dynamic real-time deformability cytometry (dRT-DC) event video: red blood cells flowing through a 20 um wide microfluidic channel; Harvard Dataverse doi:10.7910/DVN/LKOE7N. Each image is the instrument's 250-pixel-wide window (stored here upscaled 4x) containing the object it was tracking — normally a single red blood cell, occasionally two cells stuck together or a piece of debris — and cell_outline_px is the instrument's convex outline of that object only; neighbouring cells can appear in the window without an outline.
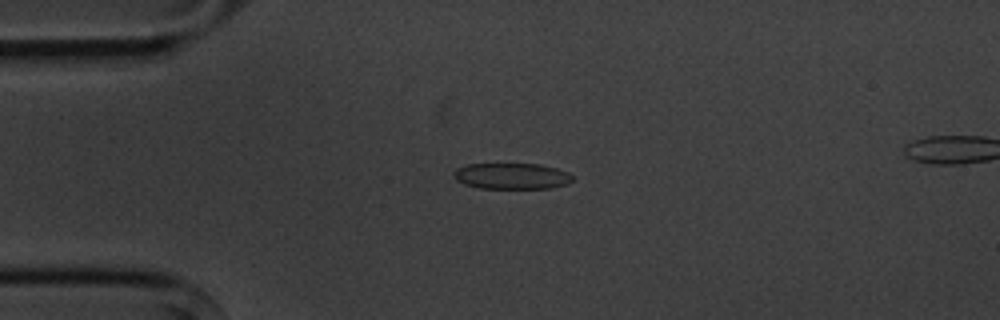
{"species": "common noctule bat (a hibernating species)", "species_latin": "Nyctalus noctula", "temperature_condition": "cold", "stored_images_in_passage": 5, "camera_frame_rate_fps": 3000, "um_per_image_px": 0.085, "animal": {"sex": "male", "body_mass_g": 20.1, "forearm_length_mm": 53.5}, "frame": {"image": 1, "passage_image": 3, "time_ms": 2.333, "image_size_px": [1000, 320], "cell_outline_px": [[572, 180], [568, 184], [552, 188], [480, 188], [464, 184], [456, 180], [452, 176], [452, 172], [456, 168], [468, 164], [540, 164], [556, 168], [568, 172], [572, 176]], "centroid_in_image_um": [43.47, 14.96], "position_along_channel_um": 41.5, "area_um2": 18.15}}
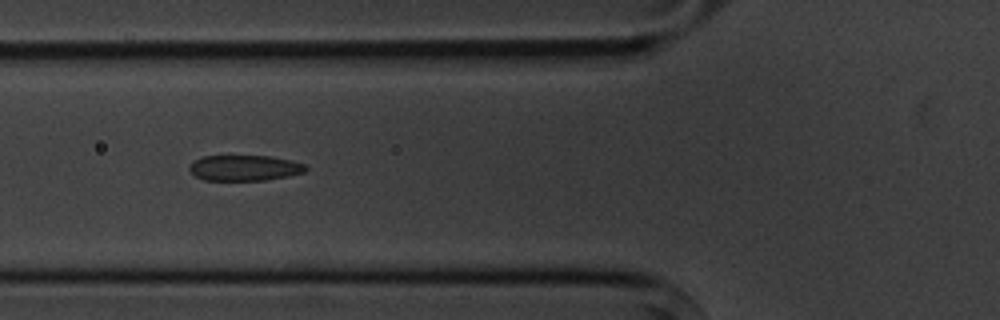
{"frame": {"image": 2, "passage_image": 5, "time_ms": 4.667, "image_size_px": [1000, 320], "cell_outline_px": [[308, 168], [304, 172], [288, 176], [264, 180], [204, 180], [196, 176], [188, 168], [192, 160], [200, 156], [272, 156], [292, 160], [304, 164]], "centroid_in_image_um": [20.77, 14.26], "position_along_channel_um": 105.0, "area_um2": 17.46}}